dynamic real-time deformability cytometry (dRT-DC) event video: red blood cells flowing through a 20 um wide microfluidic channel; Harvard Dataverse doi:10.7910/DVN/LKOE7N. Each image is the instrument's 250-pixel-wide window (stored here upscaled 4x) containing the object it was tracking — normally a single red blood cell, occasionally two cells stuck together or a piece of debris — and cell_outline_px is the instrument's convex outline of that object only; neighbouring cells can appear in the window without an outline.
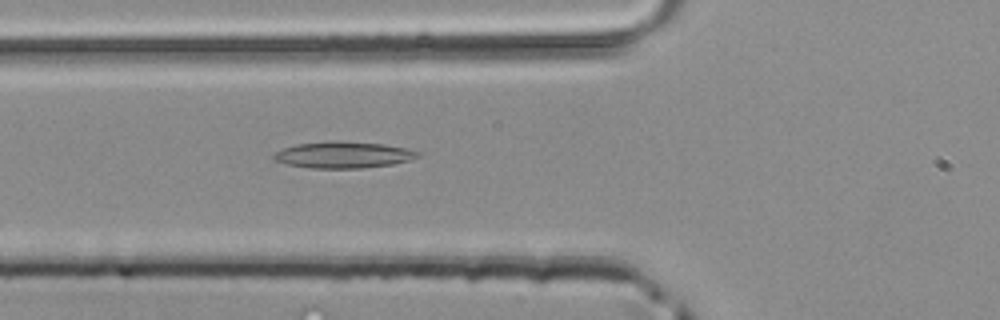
{"species": "common noctule bat (a hibernating species)", "species_latin": "Nyctalus noctula", "temperature_condition": "room temperature", "stored_images_in_passage": 36, "camera_frame_rate_fps": 3000, "um_per_image_px": 0.085, "animal": {"sex": "male", "body_mass_g": 20.4}, "frame": {"image": 1, "passage_image": 6, "time_ms": 1.667, "image_size_px": [1000, 320], "cell_outline_px": [[420, 156], [408, 160], [392, 164], [360, 168], [308, 168], [288, 164], [276, 160], [272, 156], [276, 152], [284, 148], [296, 144], [332, 140], [340, 140], [384, 144], [408, 148], [420, 152]], "centroid_in_image_um": [29.2, 13.14], "position_along_channel_um": 96.6, "area_um2": 22.25}}
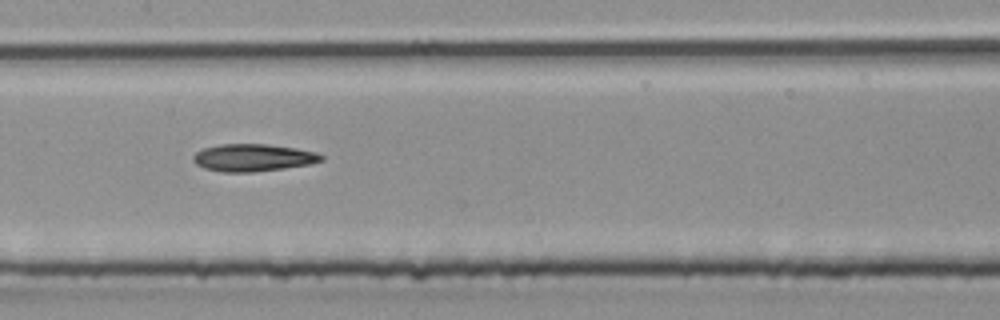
{"frame": {"image": 2, "passage_image": 12, "time_ms": 3.667, "image_size_px": [1000, 320], "cell_outline_px": [[324, 160], [312, 164], [284, 168], [252, 172], [224, 172], [204, 168], [196, 164], [192, 160], [192, 156], [196, 152], [204, 148], [220, 144], [268, 144], [296, 148], [312, 152], [324, 156]], "centroid_in_image_um": [21.5, 13.4], "position_along_channel_um": 185.9, "area_um2": 20.4}}
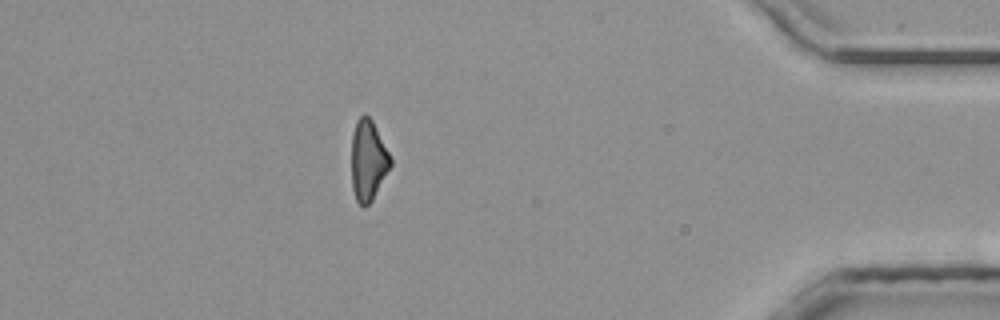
{"frame": {"image": 3, "passage_image": 30, "time_ms": 9.667, "image_size_px": [1000, 320], "cell_outline_px": [[392, 164], [372, 200], [364, 208], [356, 200], [352, 188], [352, 132], [356, 120], [364, 112], [372, 120], [392, 160]], "centroid_in_image_um": [31.27, 13.62], "position_along_channel_um": 403.9, "area_um2": 18.21}}